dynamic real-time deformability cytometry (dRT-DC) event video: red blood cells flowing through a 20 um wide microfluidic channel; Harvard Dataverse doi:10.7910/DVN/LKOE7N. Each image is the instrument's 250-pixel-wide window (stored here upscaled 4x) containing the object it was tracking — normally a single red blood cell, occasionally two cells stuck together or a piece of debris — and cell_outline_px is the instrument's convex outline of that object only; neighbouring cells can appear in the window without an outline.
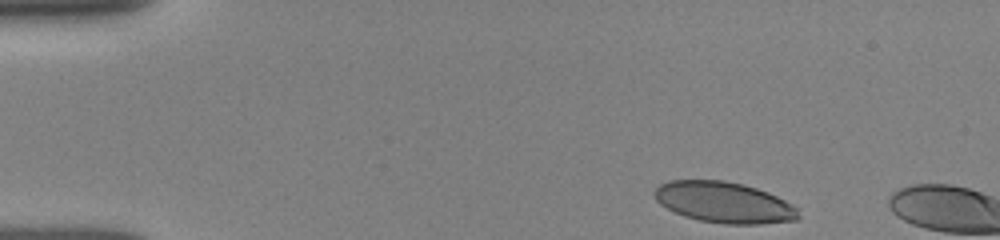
{"species": "human", "species_latin": "Homo sapiens", "temperature_condition": "room temperature", "stored_images_in_passage": 3, "camera_frame_rate_fps": 3000, "um_per_image_px": 0.085, "donor": {"sex": "female"}, "frame": {"image": 1, "passage_image": 1, "time_ms": 0.0, "image_size_px": [1000, 240], "cell_outline_px": [[800, 216], [796, 220], [760, 224], [724, 224], [700, 220], [684, 216], [660, 204], [656, 200], [652, 192], [660, 184], [668, 180], [724, 180], [744, 184], [768, 192], [792, 204], [796, 208]], "centroid_in_image_um": [61.53, 17.19], "position_along_channel_um": 23.5, "area_um2": 34.39}}